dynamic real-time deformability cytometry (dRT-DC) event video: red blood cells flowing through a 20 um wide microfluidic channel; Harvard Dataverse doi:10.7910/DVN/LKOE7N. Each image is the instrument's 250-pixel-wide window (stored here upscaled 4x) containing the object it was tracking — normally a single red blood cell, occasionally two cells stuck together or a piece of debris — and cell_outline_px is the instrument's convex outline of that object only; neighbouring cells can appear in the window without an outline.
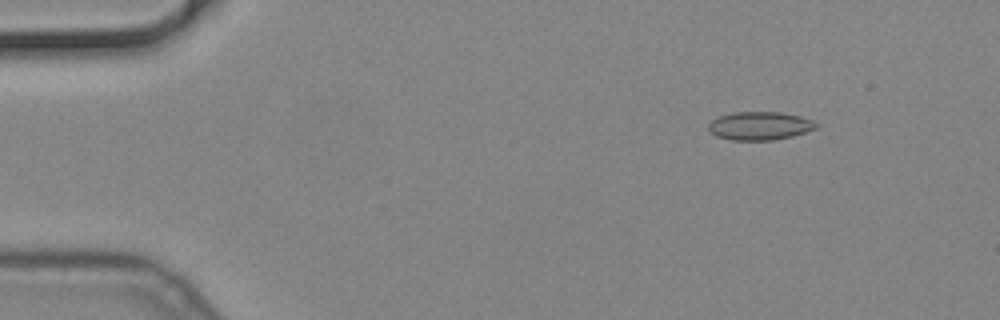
{"species": "common noctule bat (a hibernating species)", "species_latin": "Nyctalus noctula", "temperature_condition": "cold", "stored_images_in_passage": 54, "camera_frame_rate_fps": 3000, "um_per_image_px": 0.085, "animal": {"sex": "male", "body_mass_g": 19.2, "forearm_length_mm": 51.8}, "frame": {"image": 1, "passage_image": 5, "time_ms": 1.333, "image_size_px": [1000, 320], "cell_outline_px": [[820, 124], [816, 128], [792, 136], [772, 140], [732, 140], [716, 136], [708, 132], [708, 124], [716, 116], [732, 112], [780, 112], [800, 116], [812, 120]], "centroid_in_image_um": [64.54, 10.69], "position_along_channel_um": 20.5, "area_um2": 17.92}}
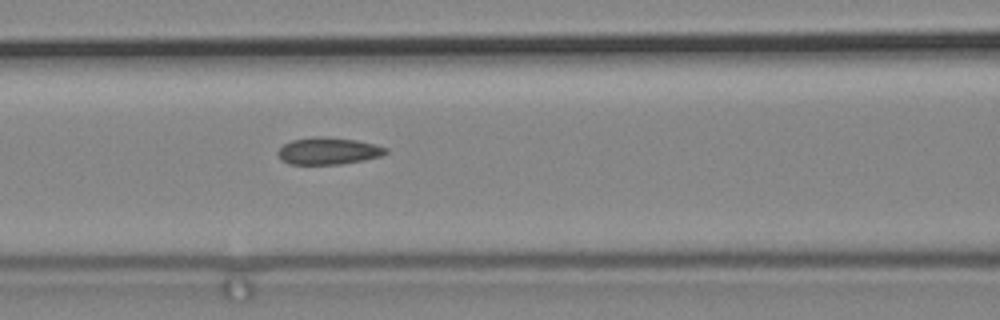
{"frame": {"image": 2, "passage_image": 22, "time_ms": 7.0, "image_size_px": [1000, 320], "cell_outline_px": [[388, 152], [380, 156], [364, 160], [340, 164], [288, 164], [280, 160], [276, 152], [284, 144], [292, 140], [312, 136], [324, 136], [356, 140], [376, 144], [388, 148]], "centroid_in_image_um": [27.89, 12.82], "position_along_channel_um": 138.7, "area_um2": 17.17}}
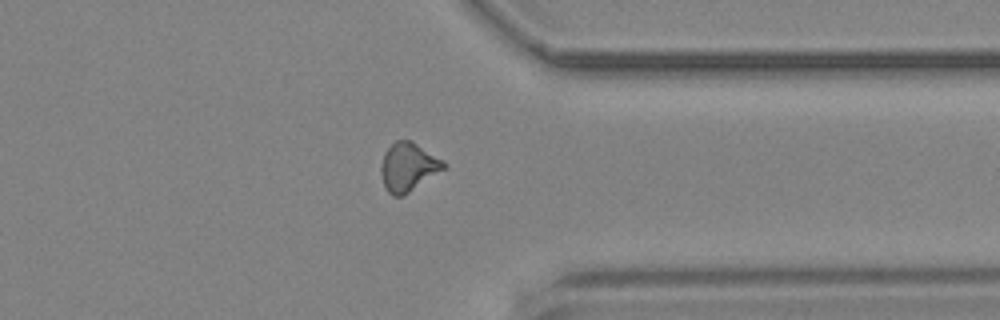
{"frame": {"image": 3, "passage_image": 42, "time_ms": 13.667, "image_size_px": [1000, 320], "cell_outline_px": [[448, 168], [404, 196], [392, 196], [384, 188], [380, 172], [380, 164], [384, 152], [396, 140], [412, 140], [444, 160], [448, 164]], "centroid_in_image_um": [34.73, 14.21], "position_along_channel_um": 376.7, "area_um2": 18.38}}